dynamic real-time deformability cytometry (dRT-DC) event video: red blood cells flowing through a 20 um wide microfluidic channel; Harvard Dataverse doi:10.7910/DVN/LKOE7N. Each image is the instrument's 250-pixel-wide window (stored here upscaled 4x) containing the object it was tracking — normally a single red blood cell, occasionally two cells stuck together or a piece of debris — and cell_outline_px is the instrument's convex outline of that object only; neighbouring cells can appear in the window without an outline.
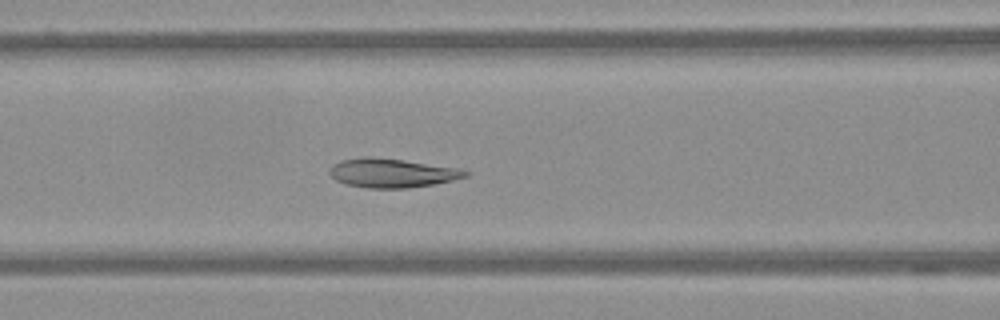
{"species": "Egyptian fruit bat (a non-hibernating species)", "species_latin": "Rousettus aegyptiacus", "temperature_condition": "warm", "stored_images_in_passage": 51, "camera_frame_rate_fps": 3000, "um_per_image_px": 0.085, "frame": {"image": 1, "passage_image": 18, "time_ms": 5.667, "image_size_px": [1000, 320], "cell_outline_px": [[472, 172], [468, 176], [452, 180], [432, 184], [408, 188], [368, 188], [348, 184], [336, 180], [328, 172], [332, 164], [340, 160], [368, 156], [400, 160], [460, 168]], "centroid_in_image_um": [33.32, 14.7], "position_along_channel_um": 133.3, "area_um2": 22.77}}
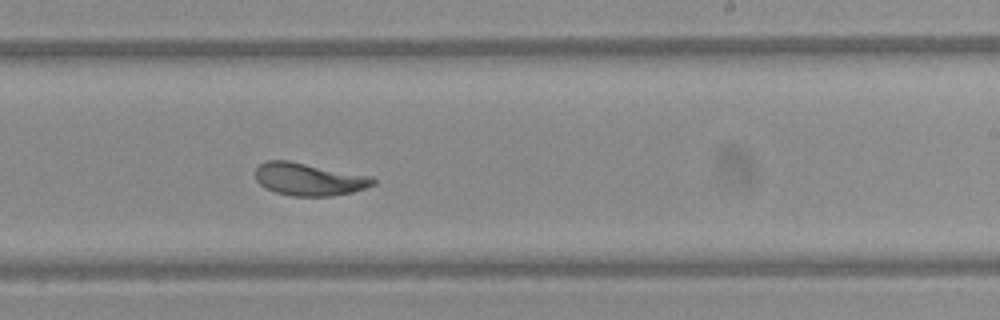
{"frame": {"image": 2, "passage_image": 29, "time_ms": 9.333, "image_size_px": [1000, 320], "cell_outline_px": [[376, 184], [352, 192], [332, 196], [292, 196], [276, 192], [260, 184], [256, 180], [256, 168], [260, 164], [268, 160], [288, 160], [372, 176], [376, 180]], "centroid_in_image_um": [26.29, 15.23], "position_along_channel_um": 262.7, "area_um2": 22.31}}
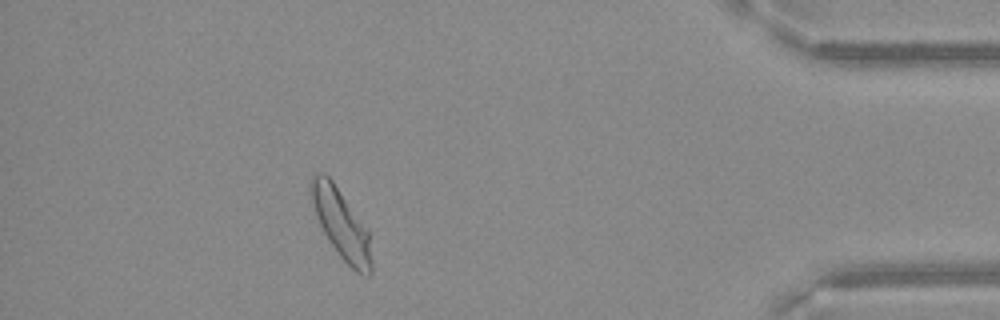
{"frame": {"image": 3, "passage_image": 45, "time_ms": 14.667, "image_size_px": [1000, 320], "cell_outline_px": [[372, 272], [368, 276], [364, 276], [356, 272], [340, 256], [324, 232], [320, 224], [312, 200], [308, 184], [312, 176], [316, 172], [324, 172], [332, 180], [368, 232], [372, 260]], "centroid_in_image_um": [28.99, 19.04], "position_along_channel_um": 406.2, "area_um2": 23.81}}